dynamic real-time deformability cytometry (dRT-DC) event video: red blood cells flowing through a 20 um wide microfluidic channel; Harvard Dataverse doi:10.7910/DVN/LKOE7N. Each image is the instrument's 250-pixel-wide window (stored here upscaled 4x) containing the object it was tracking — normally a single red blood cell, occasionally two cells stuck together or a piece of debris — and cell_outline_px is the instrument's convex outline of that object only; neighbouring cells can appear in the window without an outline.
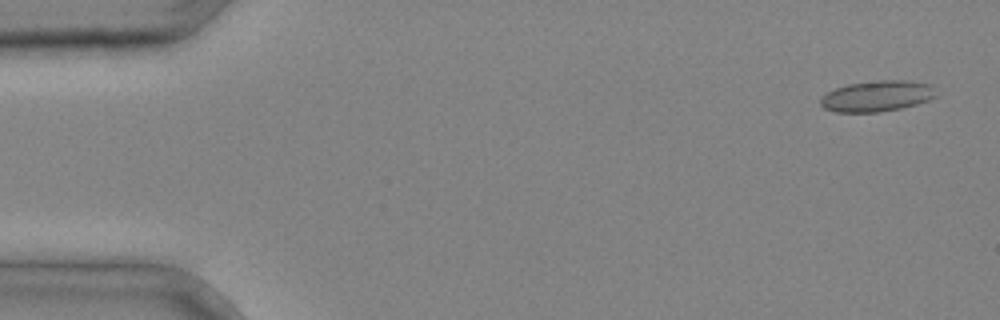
{"species": "common noctule bat (a hibernating species)", "species_latin": "Nyctalus noctula", "temperature_condition": "cold", "stored_images_in_passage": 3, "camera_frame_rate_fps": 3000, "um_per_image_px": 0.085, "animal": {"sex": "male", "body_mass_g": 20.4}, "frame": {"image": 1, "passage_image": 1, "time_ms": 0.0, "image_size_px": [1000, 320], "cell_outline_px": [[936, 96], [928, 100], [916, 104], [900, 108], [880, 112], [836, 112], [824, 108], [820, 104], [820, 96], [836, 88], [848, 84], [876, 80], [908, 80], [932, 84]], "centroid_in_image_um": [74.53, 8.16], "position_along_channel_um": 10.5, "area_um2": 20.87}}
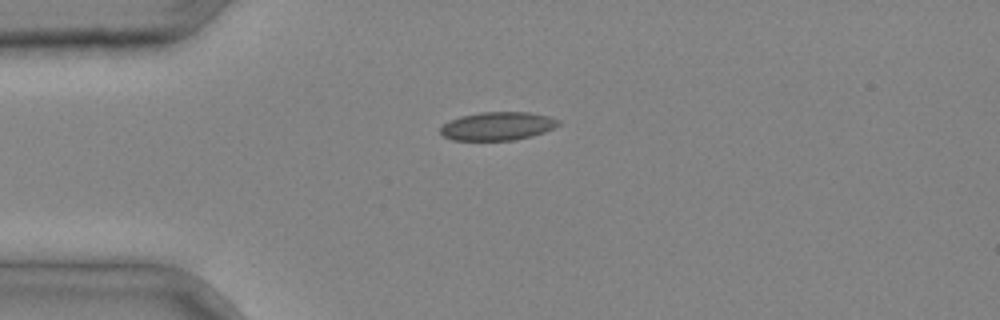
{"frame": {"image": 2, "passage_image": 3, "time_ms": 0.667, "image_size_px": [1000, 320], "cell_outline_px": [[560, 124], [544, 132], [532, 136], [516, 140], [452, 140], [444, 136], [440, 132], [440, 128], [448, 120], [460, 116], [480, 112], [528, 112], [548, 116], [560, 120]], "centroid_in_image_um": [42.28, 10.72], "position_along_channel_um": 42.7, "area_um2": 19.54}}